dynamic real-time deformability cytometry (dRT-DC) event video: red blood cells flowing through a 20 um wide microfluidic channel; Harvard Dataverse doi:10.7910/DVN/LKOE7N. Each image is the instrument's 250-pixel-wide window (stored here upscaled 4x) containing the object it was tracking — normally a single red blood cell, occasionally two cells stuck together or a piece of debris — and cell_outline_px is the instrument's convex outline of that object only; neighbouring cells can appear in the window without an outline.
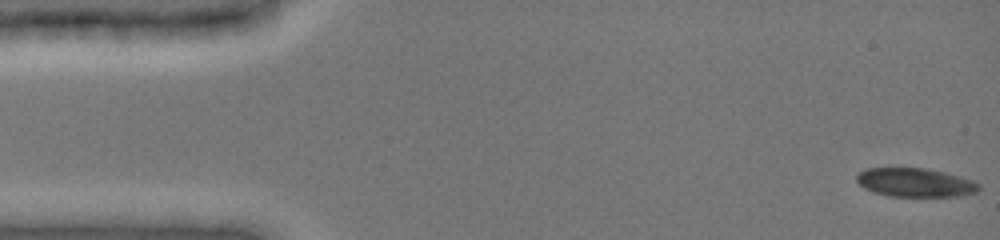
{"species": "common noctule bat (a hibernating species)", "species_latin": "Nyctalus noctula", "temperature_condition": "cold", "stored_images_in_passage": 8, "camera_frame_rate_fps": 3000, "um_per_image_px": 0.085, "animal": {"sex": "female", "body_mass_g": 19.0, "forearm_length_mm": 51.5}, "frame": {"image": 1, "passage_image": 1, "time_ms": 0.0, "image_size_px": [1000, 240], "cell_outline_px": [[980, 188], [976, 192], [960, 196], [888, 196], [872, 192], [864, 188], [856, 180], [856, 172], [868, 168], [928, 168], [960, 176], [972, 180], [980, 184]], "centroid_in_image_um": [77.77, 15.51], "position_along_channel_um": 7.2, "area_um2": 20.63}}
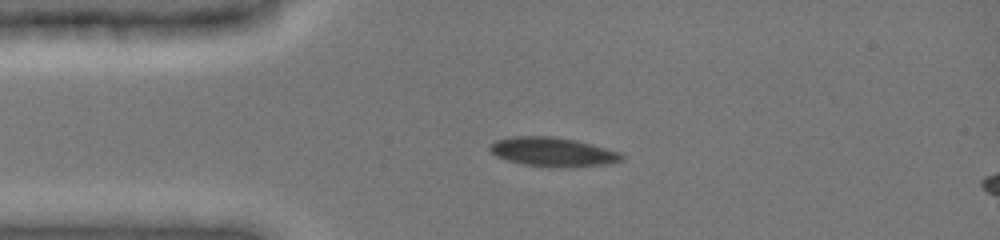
{"frame": {"image": 2, "passage_image": 5, "time_ms": 3.333, "image_size_px": [1000, 240], "cell_outline_px": [[624, 160], [608, 164], [524, 164], [508, 160], [496, 156], [488, 148], [488, 144], [496, 140], [512, 136], [552, 136], [576, 140], [592, 144], [620, 152], [624, 156]], "centroid_in_image_um": [46.94, 12.84], "position_along_channel_um": 38.1, "area_um2": 21.27}}
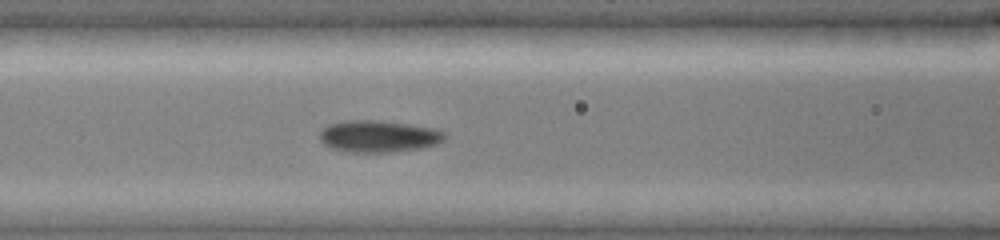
{"frame": {"image": 3, "passage_image": 8, "time_ms": 6.333, "image_size_px": [1000, 240], "cell_outline_px": [[448, 136], [444, 140], [436, 144], [420, 148], [392, 152], [344, 152], [332, 148], [324, 144], [320, 140], [320, 132], [328, 124], [344, 120], [380, 120], [408, 124], [432, 128], [444, 132]], "centroid_in_image_um": [32.16, 11.58], "position_along_channel_um": 134.4, "area_um2": 23.29}}